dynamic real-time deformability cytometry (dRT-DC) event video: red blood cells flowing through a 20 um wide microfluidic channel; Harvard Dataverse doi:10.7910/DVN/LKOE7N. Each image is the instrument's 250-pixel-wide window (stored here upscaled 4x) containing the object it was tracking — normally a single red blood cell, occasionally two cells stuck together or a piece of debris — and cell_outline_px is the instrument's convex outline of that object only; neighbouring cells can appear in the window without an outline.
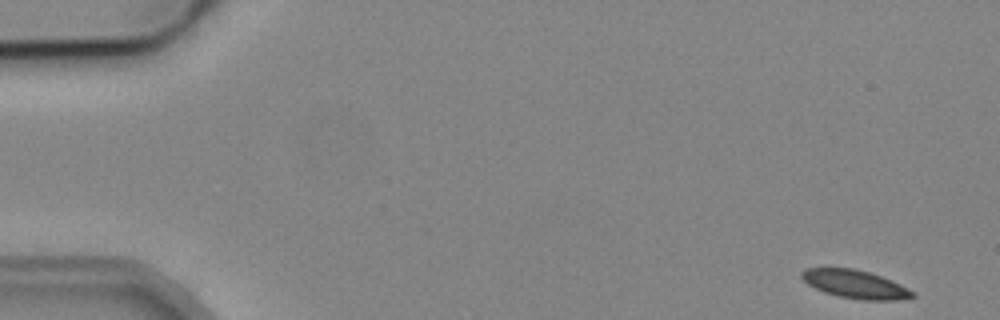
{"species": "common noctule bat (a hibernating species)", "species_latin": "Nyctalus noctula", "temperature_condition": "cold", "stored_images_in_passage": 5, "camera_frame_rate_fps": 3000, "um_per_image_px": 0.085, "animal": {"sex": "male", "body_mass_g": 19.2, "forearm_length_mm": 51.8}, "frame": {"image": 1, "passage_image": 1, "time_ms": 0.0, "image_size_px": [1000, 320], "cell_outline_px": [[916, 296], [896, 300], [864, 300], [840, 296], [824, 292], [808, 284], [800, 276], [800, 272], [804, 268], [852, 268], [868, 272], [880, 276], [900, 284], [916, 292]], "centroid_in_image_um": [72.69, 24.15], "position_along_channel_um": 12.3, "area_um2": 18.09}}